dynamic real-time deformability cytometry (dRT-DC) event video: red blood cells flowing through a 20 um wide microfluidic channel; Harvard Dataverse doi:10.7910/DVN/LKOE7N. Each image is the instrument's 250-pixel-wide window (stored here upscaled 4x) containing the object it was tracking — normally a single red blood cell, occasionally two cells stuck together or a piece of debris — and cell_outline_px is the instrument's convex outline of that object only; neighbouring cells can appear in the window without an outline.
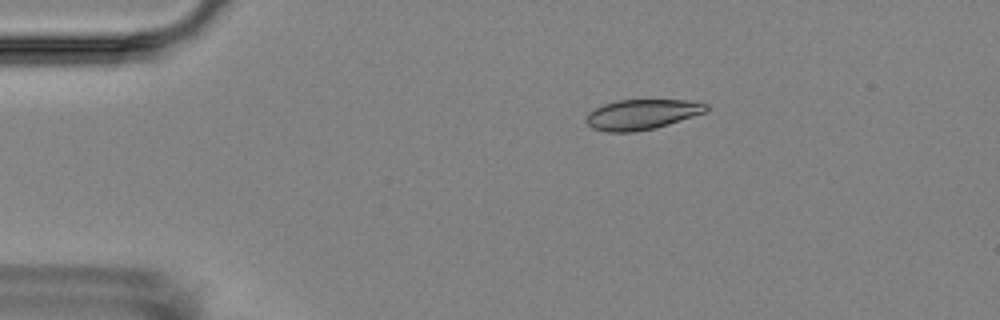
{"species": "Egyptian fruit bat (a non-hibernating species)", "species_latin": "Rousettus aegyptiacus", "temperature_condition": "room temperature", "stored_images_in_passage": 4, "camera_frame_rate_fps": 3000, "um_per_image_px": 0.085, "animal": {"sex": "female"}, "frame": {"image": 1, "passage_image": 1, "time_ms": 0.0, "image_size_px": [1000, 320], "cell_outline_px": [[708, 112], [656, 128], [632, 132], [608, 132], [592, 128], [588, 124], [588, 112], [604, 104], [616, 100], [684, 100], [708, 104]], "centroid_in_image_um": [54.6, 9.73], "position_along_channel_um": 30.4, "area_um2": 21.04}}
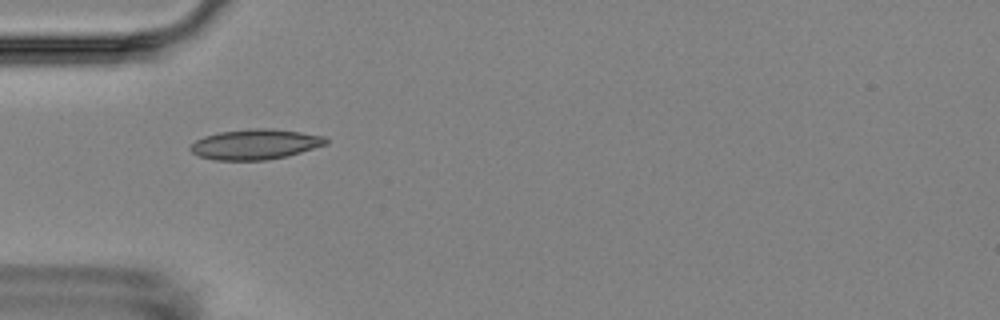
{"frame": {"image": 2, "passage_image": 3, "time_ms": 2.333, "image_size_px": [1000, 320], "cell_outline_px": [[328, 144], [288, 156], [268, 160], [216, 160], [200, 156], [192, 152], [188, 148], [196, 140], [204, 136], [220, 132], [248, 128], [272, 128], [300, 132], [324, 136], [328, 140]], "centroid_in_image_um": [21.72, 12.26], "position_along_channel_um": 63.3, "area_um2": 23.99}}